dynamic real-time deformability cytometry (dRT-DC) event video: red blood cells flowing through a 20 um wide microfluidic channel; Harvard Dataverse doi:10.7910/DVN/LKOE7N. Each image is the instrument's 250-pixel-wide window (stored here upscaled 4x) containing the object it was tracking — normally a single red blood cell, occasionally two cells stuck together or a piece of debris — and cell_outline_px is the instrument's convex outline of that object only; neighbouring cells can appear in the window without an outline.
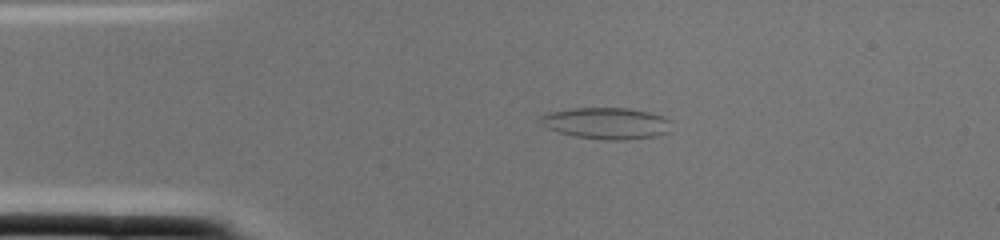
{"species": "common noctule bat (a hibernating species)", "species_latin": "Nyctalus noctula", "temperature_condition": "cold", "stored_images_in_passage": 1, "camera_frame_rate_fps": 3000, "um_per_image_px": 0.085, "animal": {"sex": "female", "body_mass_g": 22.0, "forearm_length_mm": 56.7}, "frame": {"image": 1, "passage_image": 1, "time_ms": 0.0, "image_size_px": [1000, 240], "cell_outline_px": [[672, 120], [668, 132], [656, 136], [624, 140], [604, 140], [576, 136], [560, 132], [548, 128], [540, 124], [536, 120], [536, 116], [548, 112], [572, 108], [628, 108], [648, 112], [664, 116]], "centroid_in_image_um": [51.51, 10.47], "position_along_channel_um": 33.5, "area_um2": 24.33}}